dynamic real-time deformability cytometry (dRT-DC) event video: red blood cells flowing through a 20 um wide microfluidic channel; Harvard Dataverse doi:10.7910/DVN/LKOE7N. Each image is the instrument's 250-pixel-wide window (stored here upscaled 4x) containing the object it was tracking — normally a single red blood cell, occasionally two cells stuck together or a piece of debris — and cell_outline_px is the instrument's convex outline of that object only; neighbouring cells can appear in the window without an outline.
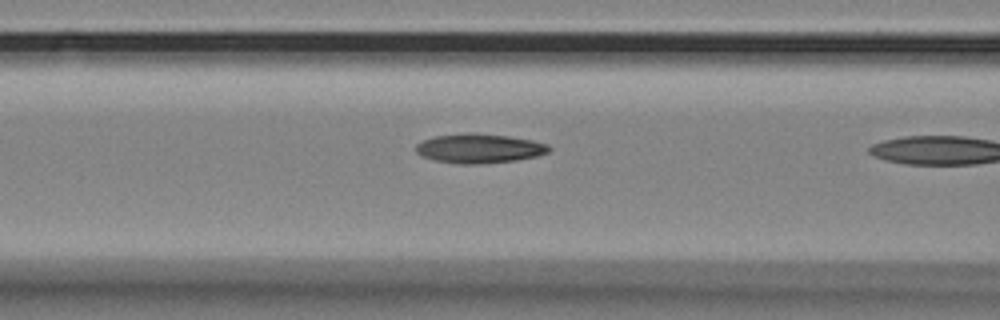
{"species": "Egyptian fruit bat (a non-hibernating species)", "species_latin": "Rousettus aegyptiacus", "temperature_condition": "room temperature", "stored_images_in_passage": 21, "camera_frame_rate_fps": 3000, "um_per_image_px": 0.085, "animal": {"sex": "female"}, "frame": {"image": 1, "passage_image": 20, "time_ms": 6.333, "image_size_px": [1000, 320], "cell_outline_px": [[552, 148], [548, 152], [536, 156], [516, 160], [476, 164], [460, 164], [436, 160], [424, 156], [416, 152], [416, 144], [432, 136], [468, 132], [472, 132], [508, 136], [532, 140], [548, 144]], "centroid_in_image_um": [40.74, 12.6], "position_along_channel_um": 125.9, "area_um2": 22.72}}